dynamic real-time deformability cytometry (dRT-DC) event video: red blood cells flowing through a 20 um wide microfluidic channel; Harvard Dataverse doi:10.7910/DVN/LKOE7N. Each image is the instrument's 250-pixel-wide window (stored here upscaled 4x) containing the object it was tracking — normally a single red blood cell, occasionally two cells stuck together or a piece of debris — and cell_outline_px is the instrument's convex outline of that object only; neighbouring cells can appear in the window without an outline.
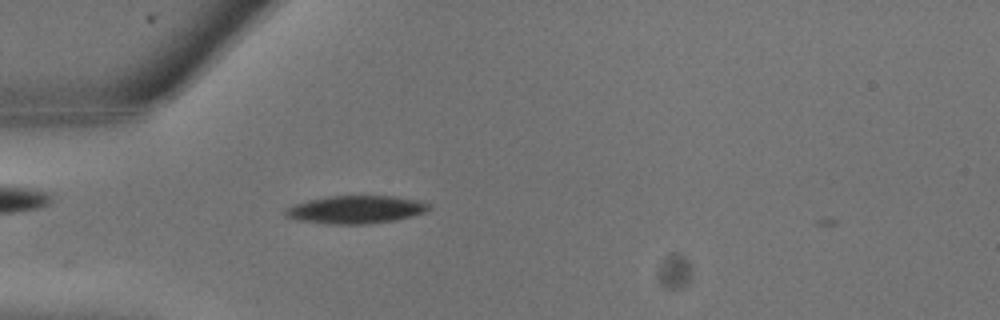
{"species": "common noctule bat (a hibernating species)", "species_latin": "Nyctalus noctula", "temperature_condition": "warm", "stored_images_in_passage": 21, "camera_frame_rate_fps": 3000, "um_per_image_px": 0.085, "animal": {"sex": "male", "body_mass_g": 13.3}, "frame": {"image": 1, "passage_image": 4, "time_ms": 1.0, "image_size_px": [1000, 320], "cell_outline_px": [[432, 208], [424, 212], [412, 216], [396, 220], [368, 224], [328, 224], [296, 220], [284, 216], [284, 208], [292, 204], [308, 200], [328, 196], [396, 196], [416, 200], [428, 204]], "centroid_in_image_um": [30.18, 17.82], "position_along_channel_um": 54.8, "area_um2": 23.52}}
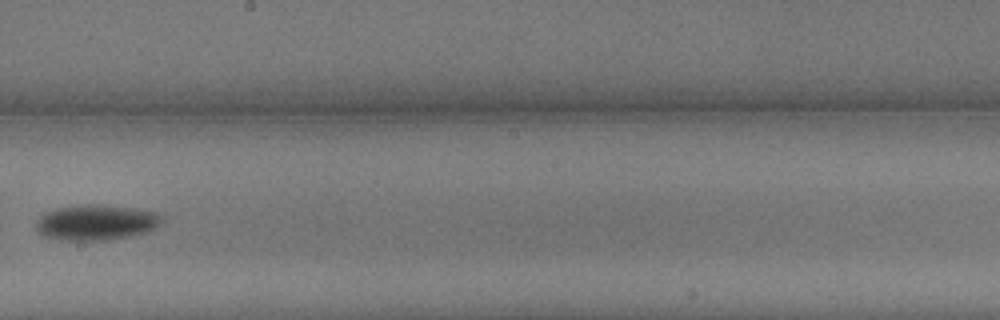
{"frame": {"image": 2, "passage_image": 11, "time_ms": 3.333, "image_size_px": [1000, 320], "cell_outline_px": [[164, 220], [160, 224], [148, 232], [108, 240], [60, 240], [44, 236], [36, 232], [36, 220], [40, 216], [56, 208], [76, 204], [100, 204], [136, 208], [164, 212]], "centroid_in_image_um": [8.22, 18.89], "position_along_channel_um": 240.0, "area_um2": 26.65}}
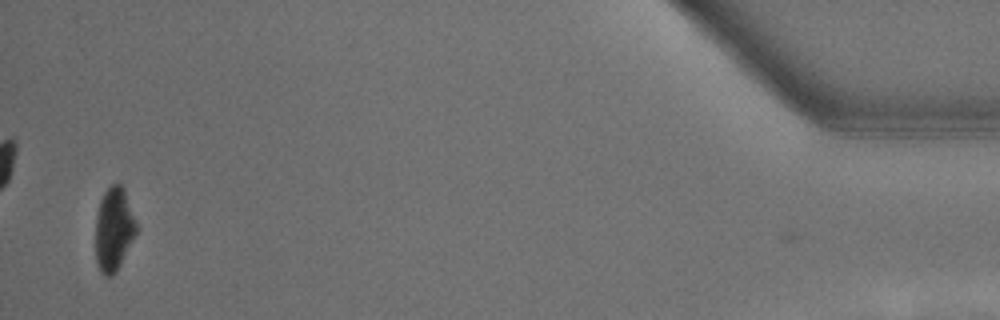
{"frame": {"image": 3, "passage_image": 21, "time_ms": 6.667, "image_size_px": [1000, 320], "cell_outline_px": [[140, 228], [116, 272], [112, 276], [104, 276], [100, 272], [96, 264], [96, 216], [100, 200], [104, 192], [112, 184], [120, 184], [124, 188]], "centroid_in_image_um": [9.71, 19.49], "position_along_channel_um": 425.5, "area_um2": 20.29}}